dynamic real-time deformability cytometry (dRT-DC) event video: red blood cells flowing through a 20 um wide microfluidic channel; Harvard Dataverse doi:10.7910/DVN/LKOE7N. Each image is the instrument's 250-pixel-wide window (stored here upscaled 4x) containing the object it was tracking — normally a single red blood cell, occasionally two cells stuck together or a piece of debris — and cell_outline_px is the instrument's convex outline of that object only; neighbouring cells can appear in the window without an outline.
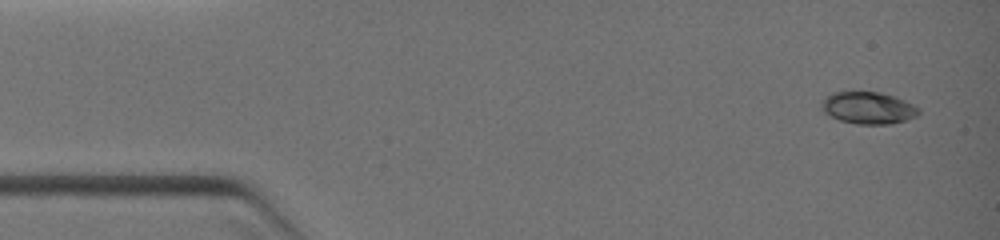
{"species": "common noctule bat (a hibernating species)", "species_latin": "Nyctalus noctula", "temperature_condition": "warm", "stored_images_in_passage": 7, "camera_frame_rate_fps": 3000, "um_per_image_px": 0.085, "animal": {"sex": "female", "body_mass_g": 19.0, "forearm_length_mm": 51.5}, "frame": {"image": 1, "passage_image": 1, "time_ms": 0.0, "image_size_px": [1000, 240], "cell_outline_px": [[920, 112], [916, 116], [892, 124], [856, 124], [840, 120], [824, 112], [820, 108], [820, 104], [824, 96], [832, 92], [880, 92], [896, 96], [920, 108]], "centroid_in_image_um": [73.78, 9.16], "position_along_channel_um": 11.2, "area_um2": 18.26}}
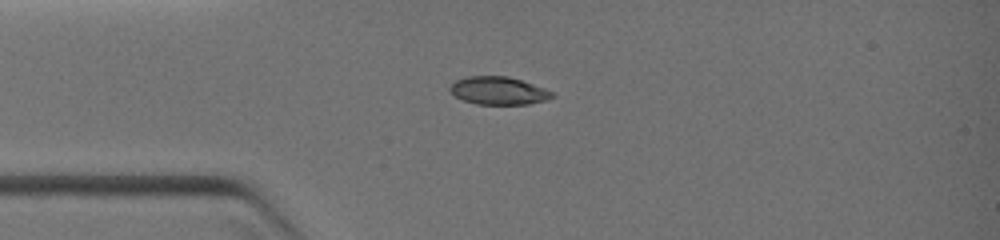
{"frame": {"image": 2, "passage_image": 6, "time_ms": 2.333, "image_size_px": [1000, 240], "cell_outline_px": [[556, 96], [544, 100], [528, 104], [476, 104], [464, 100], [456, 96], [448, 88], [456, 80], [464, 76], [508, 76], [544, 88], [552, 92]], "centroid_in_image_um": [42.35, 7.7], "position_along_channel_um": 42.6, "area_um2": 16.42}}